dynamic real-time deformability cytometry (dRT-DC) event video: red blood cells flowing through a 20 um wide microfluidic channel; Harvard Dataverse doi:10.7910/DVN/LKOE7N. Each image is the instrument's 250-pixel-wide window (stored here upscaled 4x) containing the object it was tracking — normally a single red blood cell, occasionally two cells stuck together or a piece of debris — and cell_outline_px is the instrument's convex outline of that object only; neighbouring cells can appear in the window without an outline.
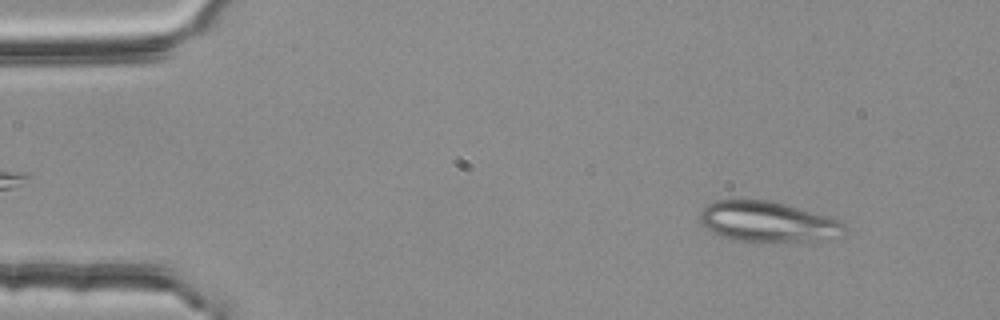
{"species": "common noctule bat (a hibernating species)", "species_latin": "Nyctalus noctula", "temperature_condition": "room temperature", "stored_images_in_passage": 52, "camera_frame_rate_fps": 3000, "um_per_image_px": 0.085, "animal": {"sex": "female", "body_mass_g": 25.1}, "frame": {"image": 1, "passage_image": 5, "time_ms": 1.333, "image_size_px": [1000, 320], "cell_outline_px": [[844, 228], [804, 240], [732, 240], [712, 232], [700, 220], [700, 212], [704, 204], [716, 200], [768, 200], [784, 204], [828, 216], [840, 220], [844, 224]], "centroid_in_image_um": [65.02, 18.77], "position_along_channel_um": 20.0, "area_um2": 32.08}}
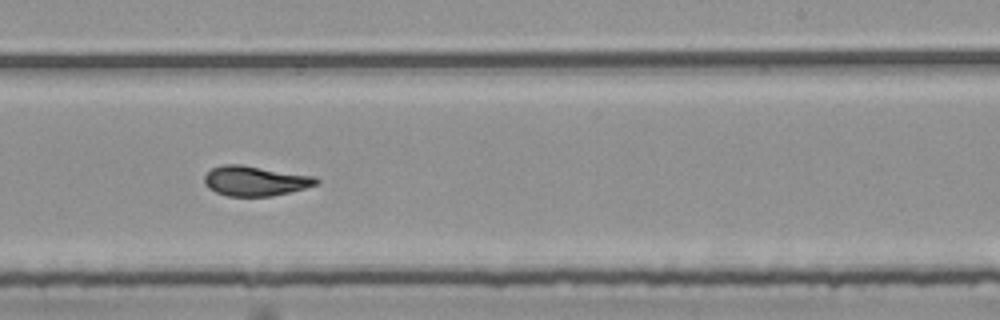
{"frame": {"image": 2, "passage_image": 32, "time_ms": 10.333, "image_size_px": [1000, 320], "cell_outline_px": [[320, 180], [316, 184], [304, 188], [272, 196], [228, 196], [216, 192], [208, 188], [204, 184], [204, 176], [212, 168], [224, 164], [240, 164], [316, 176]], "centroid_in_image_um": [21.67, 15.37], "position_along_channel_um": 267.3, "area_um2": 19.48}}
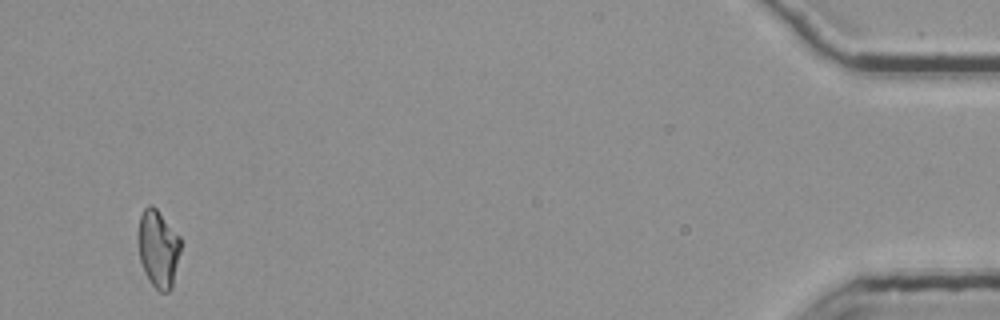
{"frame": {"image": 3, "passage_image": 51, "time_ms": 16.667, "image_size_px": [1000, 320], "cell_outline_px": [[180, 252], [172, 288], [168, 292], [160, 292], [148, 280], [144, 272], [140, 260], [136, 236], [136, 232], [140, 216], [144, 208], [148, 204], [152, 204], [156, 208], [180, 236]], "centroid_in_image_um": [13.42, 21.11], "position_along_channel_um": 421.8, "area_um2": 19.59}, "authors_computed_cell_mechanics": {"area_um2": 19.5942, "velocity_mm_per_s": 3.7731, "shape_relaxation_time_tau1_ms": 7.131, "shape_relaxation_time_tau2_ms": 1.4633, "deformation_change_tau1": 0.2071, "deformation_change_tau2": 0.0759}}